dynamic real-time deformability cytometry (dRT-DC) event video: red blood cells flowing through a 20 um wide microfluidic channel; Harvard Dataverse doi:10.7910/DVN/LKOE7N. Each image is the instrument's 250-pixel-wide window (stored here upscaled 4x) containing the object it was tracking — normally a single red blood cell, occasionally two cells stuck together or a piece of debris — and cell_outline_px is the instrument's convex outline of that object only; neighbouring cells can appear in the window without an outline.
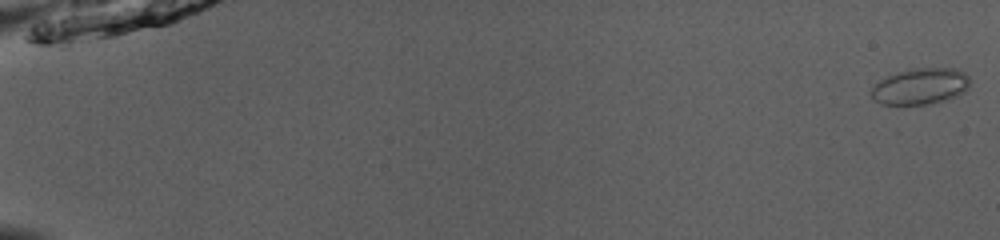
{"species": "common noctule bat (a hibernating species)", "species_latin": "Nyctalus noctula", "temperature_condition": "room temperature", "stored_images_in_passage": 53, "camera_frame_rate_fps": 3000, "um_per_image_px": 0.085, "animal": {"sex": "male", "body_mass_g": 13.0, "forearm_length_mm": 53.1}, "frame": {"image": 1, "passage_image": 1, "time_ms": 0.0, "image_size_px": [1000, 240], "cell_outline_px": [[968, 88], [960, 96], [928, 104], [880, 104], [872, 100], [872, 88], [880, 80], [896, 72], [912, 68], [956, 68], [964, 72], [968, 76]], "centroid_in_image_um": [78.24, 7.33], "position_along_channel_um": 6.8, "area_um2": 20.87}}
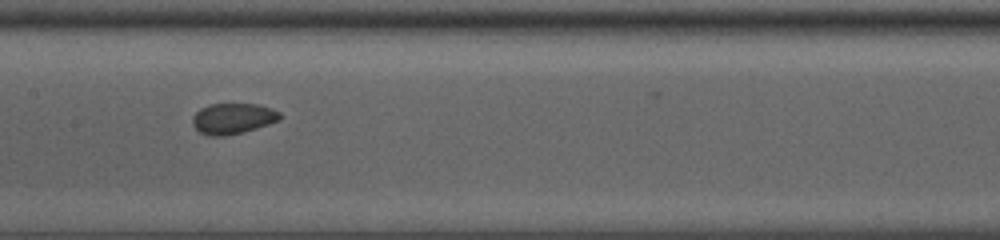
{"frame": {"image": 2, "passage_image": 29, "time_ms": 9.333, "image_size_px": [1000, 240], "cell_outline_px": [[280, 120], [256, 128], [224, 136], [208, 136], [200, 132], [192, 124], [192, 116], [200, 108], [208, 104], [260, 104], [272, 108], [280, 112]], "centroid_in_image_um": [19.78, 10.06], "position_along_channel_um": 187.6, "area_um2": 15.66}}
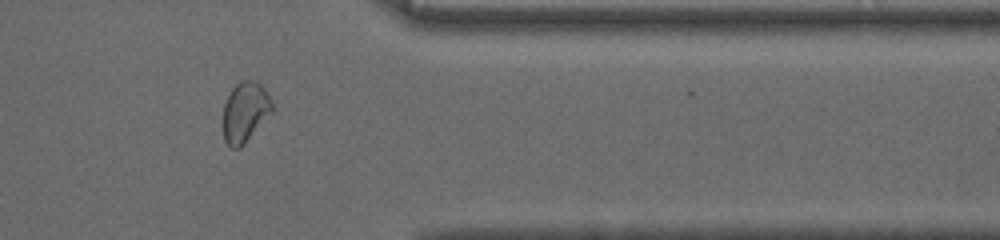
{"frame": {"image": 3, "passage_image": 45, "time_ms": 14.667, "image_size_px": [1000, 240], "cell_outline_px": [[272, 112], [244, 144], [240, 148], [232, 148], [224, 140], [224, 104], [232, 88], [240, 80], [252, 80], [260, 84], [264, 88], [272, 104]], "centroid_in_image_um": [20.82, 9.52], "position_along_channel_um": 390.6, "area_um2": 16.88}, "authors_computed_cell_mechanics": {"area_um2": 16.8776, "velocity_mm_per_s": 3.9425, "shape_relaxation_time_tau1_ms": 8.0966, "shape_relaxation_time_tau2_ms": null, "deformation_change_tau1": 0.1212, "deformation_change_tau2": null}}